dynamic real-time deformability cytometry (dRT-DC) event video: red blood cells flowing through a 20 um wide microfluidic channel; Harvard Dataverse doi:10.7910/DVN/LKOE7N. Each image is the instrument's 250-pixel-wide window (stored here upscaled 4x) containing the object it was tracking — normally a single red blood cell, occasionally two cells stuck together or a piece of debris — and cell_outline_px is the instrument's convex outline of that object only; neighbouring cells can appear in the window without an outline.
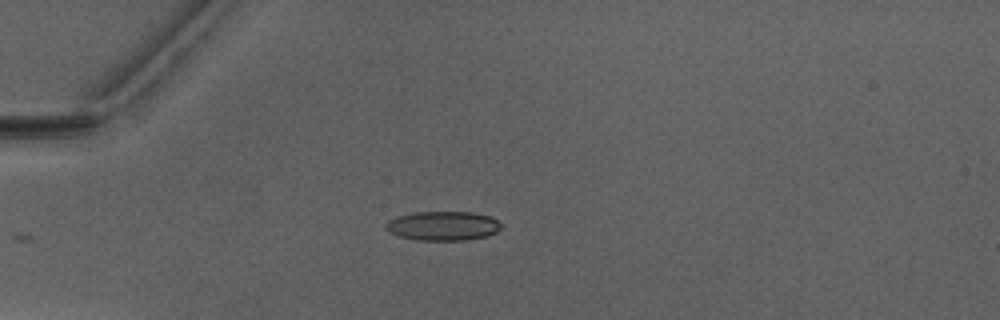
{"species": "Egyptian fruit bat (a non-hibernating species)", "species_latin": "Rousettus aegyptiacus", "temperature_condition": "warm", "stored_images_in_passage": 35, "camera_frame_rate_fps": 3000, "um_per_image_px": 0.085, "animal": {"sex": "male"}, "frame": {"image": 1, "passage_image": 7, "time_ms": 2.0, "image_size_px": [1000, 320], "cell_outline_px": [[504, 228], [488, 236], [464, 240], [416, 240], [400, 236], [388, 232], [384, 228], [384, 224], [388, 220], [400, 216], [416, 212], [472, 212], [492, 216]], "centroid_in_image_um": [37.67, 19.2], "position_along_channel_um": 47.3, "area_um2": 19.77}}
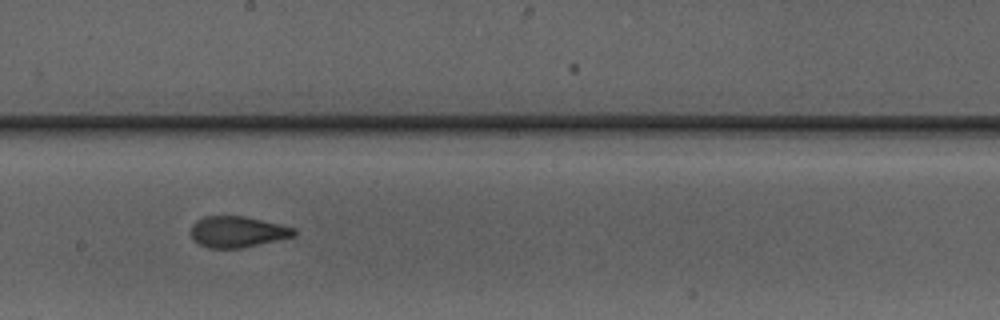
{"frame": {"image": 2, "passage_image": 22, "time_ms": 7.0, "image_size_px": [1000, 320], "cell_outline_px": [[296, 232], [292, 236], [240, 248], [208, 248], [200, 244], [192, 236], [192, 224], [196, 220], [204, 216], [244, 216], [296, 228]], "centroid_in_image_um": [20.15, 19.69], "position_along_channel_um": 228.0, "area_um2": 18.26}}
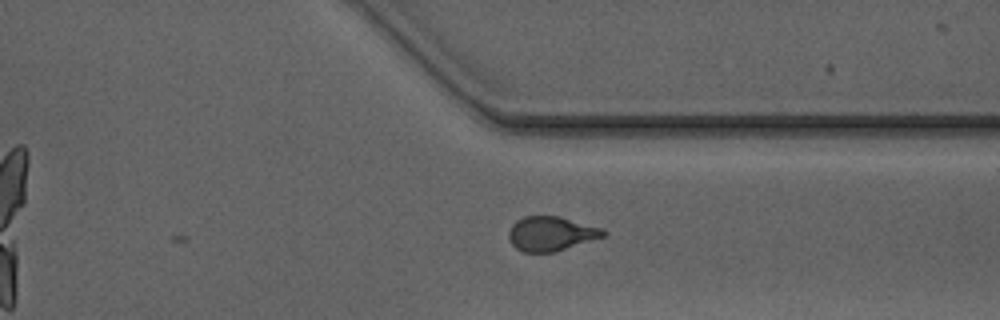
{"frame": {"image": 3, "passage_image": 32, "time_ms": 10.333, "image_size_px": [1000, 320], "cell_outline_px": [[608, 232], [604, 236], [556, 252], [524, 252], [516, 248], [512, 244], [508, 236], [508, 232], [512, 224], [516, 220], [524, 216], [560, 216], [600, 228]], "centroid_in_image_um": [46.81, 19.86], "position_along_channel_um": 364.6, "area_um2": 18.9}, "authors_computed_cell_mechanics": {"area_um2": 19.3052, "velocity_mm_per_s": 4.1001, "shape_relaxation_time_tau1_ms": 8.772, "shape_relaxation_time_tau2_ms": 1.2385, "deformation_change_tau1": 0.2479, "deformation_change_tau2": 0.0932}}